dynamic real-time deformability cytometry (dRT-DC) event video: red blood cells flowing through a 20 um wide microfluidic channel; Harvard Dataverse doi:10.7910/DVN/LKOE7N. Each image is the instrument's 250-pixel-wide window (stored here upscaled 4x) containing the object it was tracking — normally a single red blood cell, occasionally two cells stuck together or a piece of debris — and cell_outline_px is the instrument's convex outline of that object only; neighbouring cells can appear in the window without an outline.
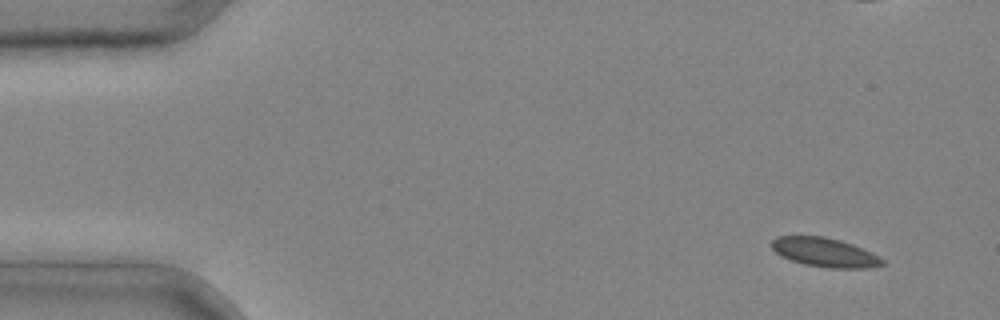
{"species": "common noctule bat (a hibernating species)", "species_latin": "Nyctalus noctula", "temperature_condition": "cold", "stored_images_in_passage": 6, "camera_frame_rate_fps": 3000, "um_per_image_px": 0.085, "animal": {"sex": "male", "body_mass_g": 20.4}, "frame": {"image": 1, "passage_image": 2, "time_ms": 0.333, "image_size_px": [1000, 320], "cell_outline_px": [[888, 264], [868, 268], [832, 268], [804, 264], [780, 256], [772, 248], [772, 240], [776, 236], [824, 236], [840, 240], [852, 244], [880, 256]], "centroid_in_image_um": [70.14, 21.45], "position_along_channel_um": 14.9, "area_um2": 18.79}}